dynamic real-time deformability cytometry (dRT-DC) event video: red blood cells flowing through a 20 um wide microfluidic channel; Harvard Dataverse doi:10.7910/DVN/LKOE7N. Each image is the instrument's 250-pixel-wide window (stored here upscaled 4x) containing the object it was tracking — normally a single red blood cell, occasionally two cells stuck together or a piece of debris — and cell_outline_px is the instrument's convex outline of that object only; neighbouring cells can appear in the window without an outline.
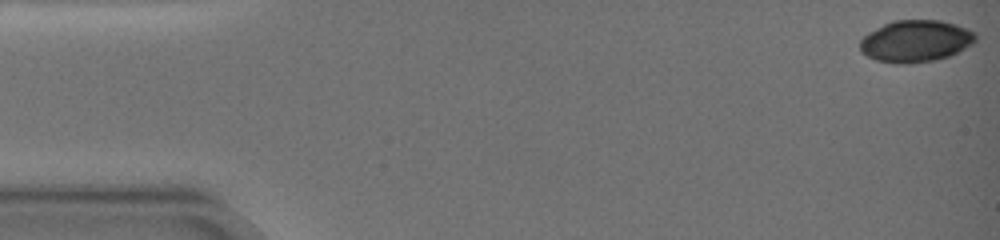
{"species": "common noctule bat (a hibernating species)", "species_latin": "Nyctalus noctula", "temperature_condition": "warm", "stored_images_in_passage": 28, "camera_frame_rate_fps": 3000, "um_per_image_px": 0.085, "animal": {"sex": "female", "body_mass_g": 19.0, "forearm_length_mm": 51.5}, "frame": {"image": 1, "passage_image": 1, "time_ms": 0.0, "image_size_px": [1000, 240], "cell_outline_px": [[976, 40], [972, 44], [948, 56], [932, 60], [908, 64], [900, 64], [876, 60], [860, 52], [860, 40], [868, 32], [892, 20], [940, 20], [956, 24], [968, 28], [976, 32]], "centroid_in_image_um": [77.82, 3.48], "position_along_channel_um": 7.2, "area_um2": 28.21}}
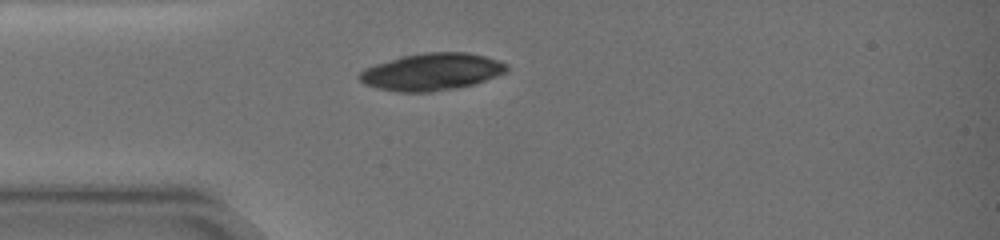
{"frame": {"image": 2, "passage_image": 23, "time_ms": 5.0, "image_size_px": [1000, 240], "cell_outline_px": [[508, 72], [476, 84], [456, 88], [432, 92], [396, 92], [376, 88], [364, 84], [356, 76], [364, 68], [400, 56], [424, 52], [468, 52], [500, 60], [508, 64]], "centroid_in_image_um": [36.71, 6.11], "position_along_channel_um": 48.3, "area_um2": 32.37}}